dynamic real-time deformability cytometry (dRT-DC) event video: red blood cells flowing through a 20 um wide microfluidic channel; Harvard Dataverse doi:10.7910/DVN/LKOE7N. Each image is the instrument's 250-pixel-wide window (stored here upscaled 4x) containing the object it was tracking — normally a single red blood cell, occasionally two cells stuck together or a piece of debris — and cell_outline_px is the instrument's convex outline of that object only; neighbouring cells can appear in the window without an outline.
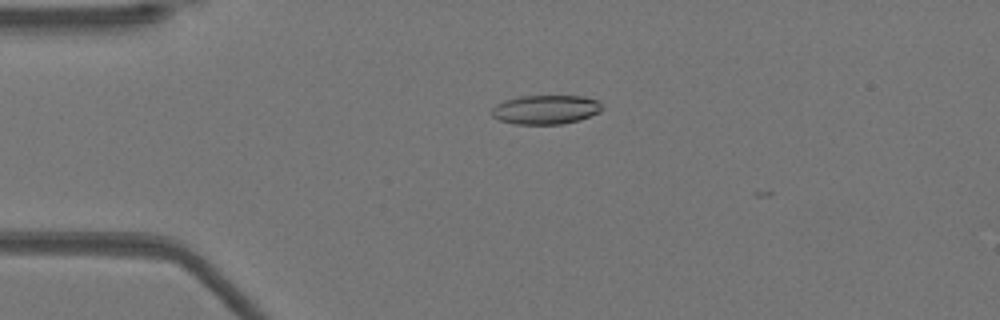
{"species": "Egyptian fruit bat (a non-hibernating species)", "species_latin": "Rousettus aegyptiacus", "temperature_condition": "warm", "stored_images_in_passage": 6, "camera_frame_rate_fps": 3000, "um_per_image_px": 0.085, "animal": {"sex": "female"}, "frame": {"image": 1, "passage_image": 2, "time_ms": 0.333, "image_size_px": [1000, 320], "cell_outline_px": [[604, 108], [600, 112], [580, 120], [560, 124], [516, 124], [500, 120], [492, 116], [492, 108], [496, 104], [504, 100], [520, 96], [584, 96], [596, 100]], "centroid_in_image_um": [46.39, 9.31], "position_along_channel_um": 38.6, "area_um2": 18.73}}